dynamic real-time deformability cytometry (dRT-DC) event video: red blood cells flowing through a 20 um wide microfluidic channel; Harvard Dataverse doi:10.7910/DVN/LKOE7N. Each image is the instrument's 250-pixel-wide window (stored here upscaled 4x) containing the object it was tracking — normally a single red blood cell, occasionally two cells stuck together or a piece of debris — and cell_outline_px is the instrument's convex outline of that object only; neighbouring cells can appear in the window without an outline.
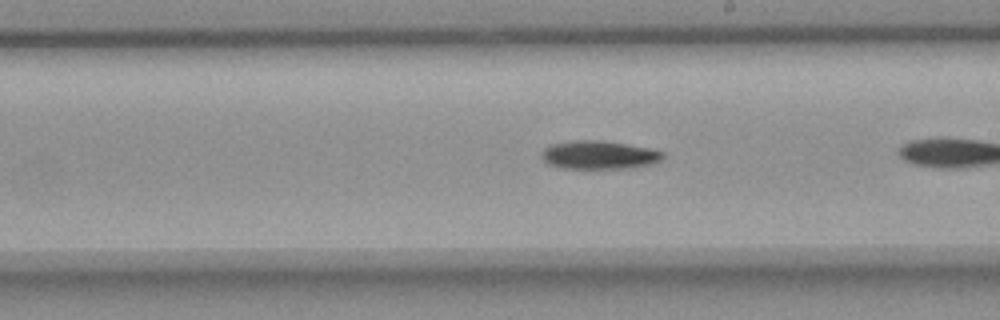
{"species": "common noctule bat (a hibernating species)", "species_latin": "Nyctalus noctula", "temperature_condition": "room temperature", "stored_images_in_passage": 21, "camera_frame_rate_fps": 3000, "um_per_image_px": 0.085, "animal": {"sex": "female", "body_mass_g": 18.4}, "frame": {"image": 1, "passage_image": 15, "time_ms": 4.667, "image_size_px": [1000, 320], "cell_outline_px": [[664, 156], [660, 160], [652, 164], [636, 168], [564, 168], [548, 164], [540, 156], [540, 152], [544, 148], [552, 144], [576, 140], [596, 140], [624, 144], [648, 148], [664, 152]], "centroid_in_image_um": [50.9, 13.18], "position_along_channel_um": 238.1, "area_um2": 19.94}}